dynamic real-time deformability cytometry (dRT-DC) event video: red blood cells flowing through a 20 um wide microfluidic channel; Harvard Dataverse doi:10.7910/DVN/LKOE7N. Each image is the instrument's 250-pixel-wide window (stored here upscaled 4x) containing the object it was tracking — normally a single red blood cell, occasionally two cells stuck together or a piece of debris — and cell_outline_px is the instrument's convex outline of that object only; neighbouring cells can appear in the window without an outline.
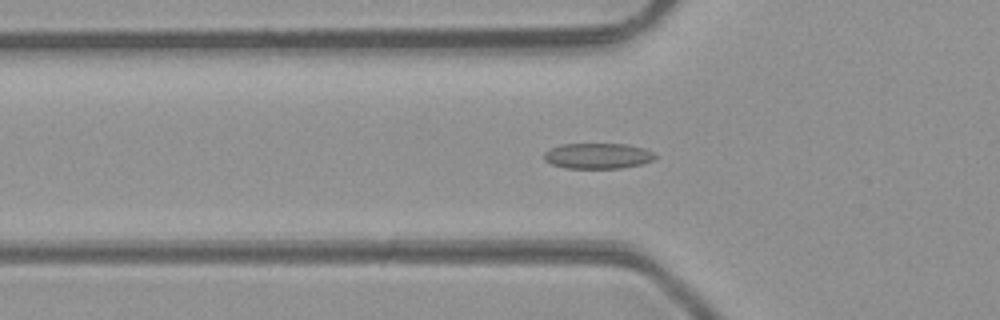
{"species": "common noctule bat (a hibernating species)", "species_latin": "Nyctalus noctula", "temperature_condition": "room temperature", "stored_images_in_passage": 40, "camera_frame_rate_fps": 3000, "um_per_image_px": 0.085, "animal": {"sex": "male", "body_mass_g": 23.1, "forearm_length_mm": 52.7}, "frame": {"image": 1, "passage_image": 8, "time_ms": 2.333, "image_size_px": [1000, 320], "cell_outline_px": [[656, 156], [652, 160], [640, 164], [620, 168], [564, 168], [552, 164], [544, 160], [544, 152], [560, 144], [628, 144], [644, 148], [656, 152]], "centroid_in_image_um": [50.82, 13.24], "position_along_channel_um": 75.0, "area_um2": 16.59}}
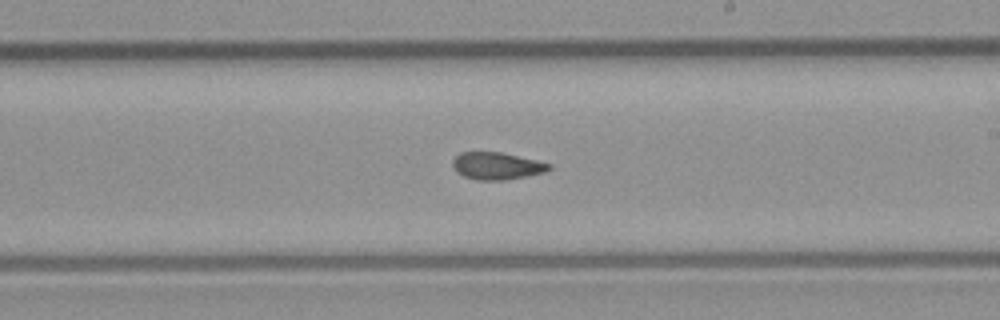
{"frame": {"image": 2, "passage_image": 20, "time_ms": 6.333, "image_size_px": [1000, 320], "cell_outline_px": [[552, 168], [544, 172], [504, 180], [476, 180], [464, 176], [456, 172], [452, 164], [452, 160], [460, 152], [500, 152], [536, 160], [552, 164]], "centroid_in_image_um": [42.2, 14.1], "position_along_channel_um": 246.8, "area_um2": 15.2}}
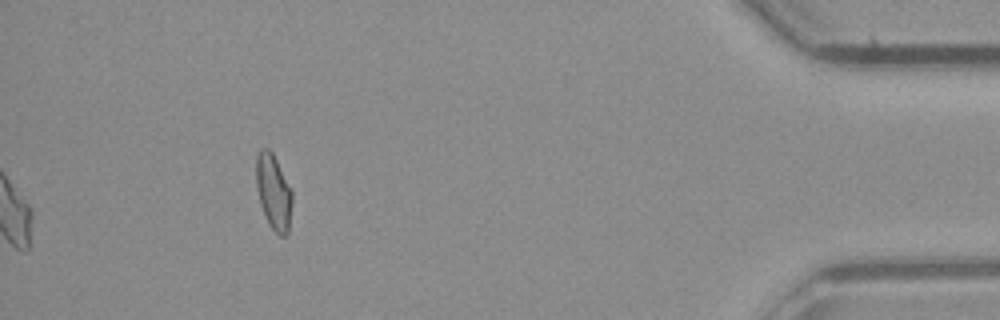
{"frame": {"image": 3, "passage_image": 36, "time_ms": 11.667, "image_size_px": [1000, 320], "cell_outline_px": [[292, 200], [288, 232], [284, 236], [280, 236], [268, 224], [260, 204], [256, 188], [256, 156], [260, 148], [268, 148], [272, 152], [292, 188]], "centroid_in_image_um": [23.24, 16.29], "position_along_channel_um": 412.0, "area_um2": 15.95}, "authors_computed_cell_mechanics": {"area_um2": 15.9239, "velocity_mm_per_s": 4.2673, "shape_relaxation_time_tau1_ms": null, "shape_relaxation_time_tau2_ms": 2.1228, "deformation_change_tau1": null, "deformation_change_tau2": 0.0837}}